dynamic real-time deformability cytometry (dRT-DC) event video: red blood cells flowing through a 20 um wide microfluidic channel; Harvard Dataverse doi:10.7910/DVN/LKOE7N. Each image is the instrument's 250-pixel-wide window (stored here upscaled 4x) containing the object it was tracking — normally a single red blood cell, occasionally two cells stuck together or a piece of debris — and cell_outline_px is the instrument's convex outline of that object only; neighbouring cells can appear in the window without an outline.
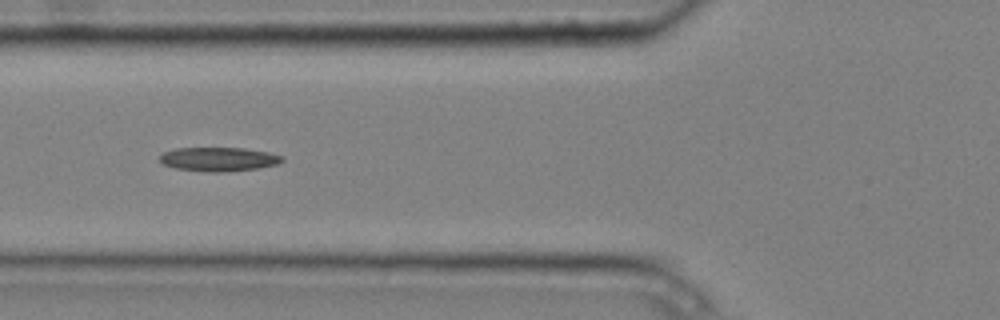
{"species": "common noctule bat (a hibernating species)", "species_latin": "Nyctalus noctula", "temperature_condition": "cold", "stored_images_in_passage": 6, "camera_frame_rate_fps": 3000, "um_per_image_px": 0.085, "animal": {"sex": "male", "body_mass_g": 20.4}, "frame": {"image": 1, "passage_image": 3, "time_ms": 0.667, "image_size_px": [1000, 320], "cell_outline_px": [[284, 160], [276, 164], [256, 168], [224, 172], [204, 172], [176, 168], [164, 164], [160, 160], [160, 156], [164, 152], [176, 148], [244, 148], [268, 152], [284, 156]], "centroid_in_image_um": [18.59, 13.53], "position_along_channel_um": 107.2, "area_um2": 16.99}}
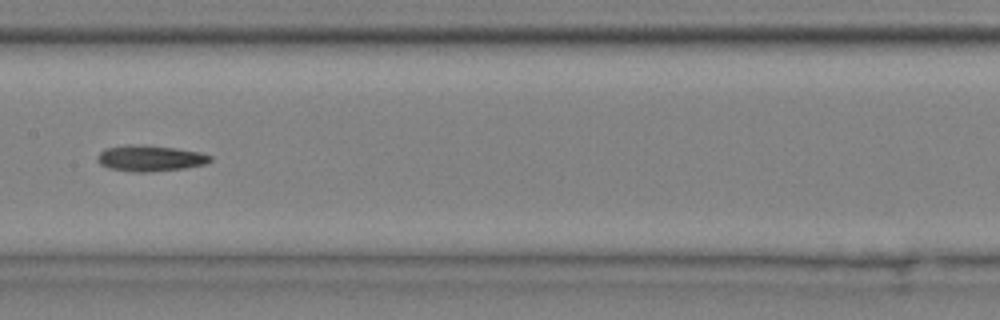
{"frame": {"image": 2, "passage_image": 5, "time_ms": 1.333, "image_size_px": [1000, 320], "cell_outline_px": [[212, 160], [208, 164], [184, 168], [152, 172], [132, 172], [108, 168], [100, 164], [96, 160], [96, 156], [104, 148], [128, 144], [144, 144], [176, 148], [200, 152], [212, 156]], "centroid_in_image_um": [12.75, 13.45], "position_along_channel_um": 194.7, "area_um2": 17.51}}
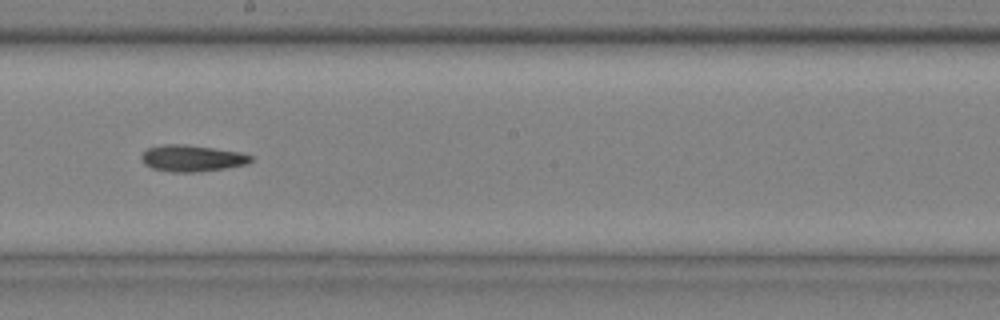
{"frame": {"image": 3, "passage_image": 6, "time_ms": 1.667, "image_size_px": [1000, 320], "cell_outline_px": [[252, 160], [248, 164], [224, 168], [196, 172], [172, 172], [152, 168], [144, 164], [140, 156], [148, 148], [164, 144], [188, 144], [240, 152], [252, 156]], "centroid_in_image_um": [16.31, 13.45], "position_along_channel_um": 231.9, "area_um2": 16.88}}